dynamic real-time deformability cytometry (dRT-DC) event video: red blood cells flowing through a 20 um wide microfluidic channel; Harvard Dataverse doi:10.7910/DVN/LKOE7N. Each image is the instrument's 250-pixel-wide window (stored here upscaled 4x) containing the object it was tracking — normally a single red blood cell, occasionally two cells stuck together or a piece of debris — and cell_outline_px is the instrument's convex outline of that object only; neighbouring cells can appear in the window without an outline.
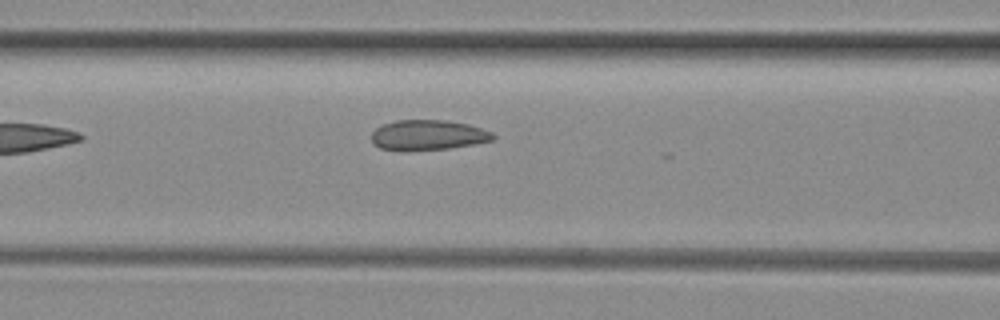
{"species": "common noctule bat (a hibernating species)", "species_latin": "Nyctalus noctula", "temperature_condition": "room temperature", "stored_images_in_passage": 3, "camera_frame_rate_fps": 3000, "um_per_image_px": 0.085, "animal": {"sex": "female", "body_mass_g": 29.2, "forearm_length_mm": 56.3}, "frame": {"image": 1, "passage_image": 3, "time_ms": 0.667, "image_size_px": [1000, 320], "cell_outline_px": [[496, 136], [492, 140], [472, 144], [448, 148], [404, 152], [400, 152], [380, 148], [372, 144], [372, 132], [376, 128], [384, 124], [396, 120], [444, 120], [468, 124], [492, 132]], "centroid_in_image_um": [36.32, 11.5], "position_along_channel_um": 130.3, "area_um2": 21.56}}